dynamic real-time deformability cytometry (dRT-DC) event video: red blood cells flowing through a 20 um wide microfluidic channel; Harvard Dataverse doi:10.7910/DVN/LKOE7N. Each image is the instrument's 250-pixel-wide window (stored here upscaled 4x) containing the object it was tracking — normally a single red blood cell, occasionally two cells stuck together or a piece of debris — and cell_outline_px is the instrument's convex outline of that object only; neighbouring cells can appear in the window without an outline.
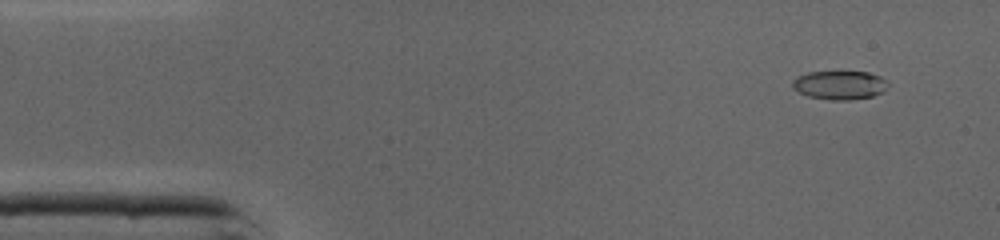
{"species": "common noctule bat (a hibernating species)", "species_latin": "Nyctalus noctula", "temperature_condition": "cold", "stored_images_in_passage": 43, "camera_frame_rate_fps": 3000, "um_per_image_px": 0.085, "animal": {"sex": "male", "body_mass_g": 19.0, "forearm_length_mm": 50.8}, "frame": {"image": 1, "passage_image": 1, "time_ms": 0.0, "image_size_px": [1000, 240], "cell_outline_px": [[888, 84], [884, 92], [872, 96], [848, 100], [832, 100], [808, 96], [792, 88], [792, 80], [796, 76], [808, 72], [868, 72], [880, 76], [888, 80]], "centroid_in_image_um": [71.38, 7.23], "position_along_channel_um": 13.6, "area_um2": 16.07}}
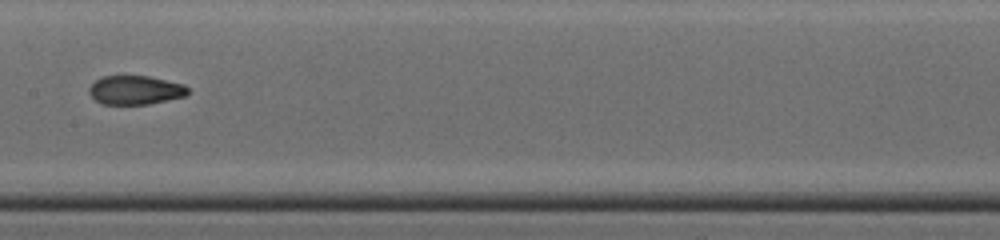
{"frame": {"image": 2, "passage_image": 20, "time_ms": 6.333, "image_size_px": [1000, 240], "cell_outline_px": [[188, 92], [184, 96], [148, 104], [100, 104], [88, 92], [88, 88], [96, 80], [104, 76], [148, 76], [184, 84], [188, 88]], "centroid_in_image_um": [11.48, 7.65], "position_along_channel_um": 195.9, "area_um2": 16.47}}
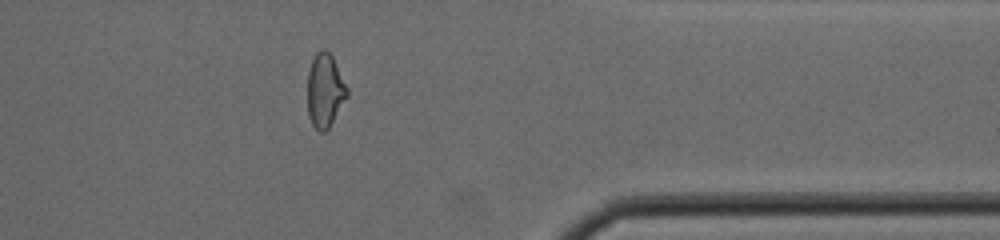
{"frame": {"image": 3, "passage_image": 34, "time_ms": 11.0, "image_size_px": [1000, 240], "cell_outline_px": [[348, 96], [328, 128], [324, 132], [320, 132], [312, 124], [308, 116], [308, 72], [312, 60], [316, 52], [320, 48], [324, 48], [332, 56], [348, 88]], "centroid_in_image_um": [27.62, 7.68], "position_along_channel_um": 383.8, "area_um2": 16.94}, "authors_computed_cell_mechanics": {"area_um2": 16.9932, "velocity_mm_per_s": 4.3944, "shape_relaxation_time_tau1_ms": null, "shape_relaxation_time_tau2_ms": 1.8456, "deformation_change_tau1": null, "deformation_change_tau2": 0.0812}}